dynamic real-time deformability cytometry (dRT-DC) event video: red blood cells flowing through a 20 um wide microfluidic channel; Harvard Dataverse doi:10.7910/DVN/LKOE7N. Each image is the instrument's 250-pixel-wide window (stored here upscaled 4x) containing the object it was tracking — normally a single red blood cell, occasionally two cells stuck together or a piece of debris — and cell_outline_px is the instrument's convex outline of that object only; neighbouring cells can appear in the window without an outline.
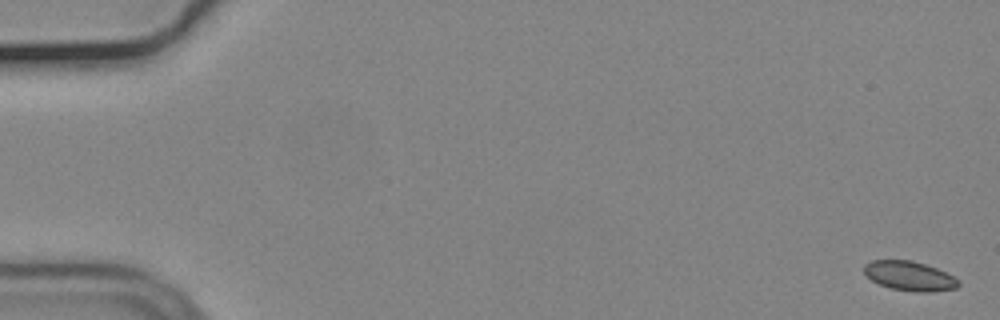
{"species": "common noctule bat (a hibernating species)", "species_latin": "Nyctalus noctula", "temperature_condition": "cold", "stored_images_in_passage": 56, "camera_frame_rate_fps": 3000, "um_per_image_px": 0.085, "animal": {"sex": "male", "body_mass_g": 19.2, "forearm_length_mm": 51.8}, "frame": {"image": 1, "passage_image": 1, "time_ms": 0.0, "image_size_px": [1000, 320], "cell_outline_px": [[960, 284], [956, 288], [932, 292], [916, 292], [892, 288], [880, 284], [872, 280], [864, 272], [864, 264], [872, 260], [912, 260], [936, 268], [960, 280]], "centroid_in_image_um": [77.32, 23.46], "position_along_channel_um": 7.7, "area_um2": 16.07}}
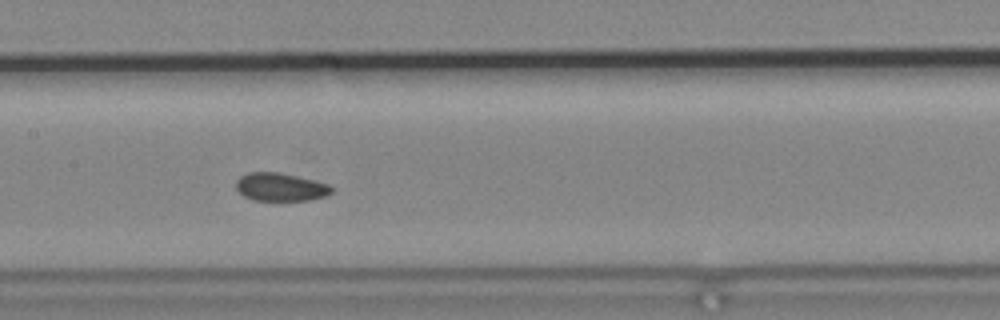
{"frame": {"image": 2, "passage_image": 28, "time_ms": 9.0, "image_size_px": [1000, 320], "cell_outline_px": [[332, 192], [328, 196], [308, 200], [252, 200], [244, 196], [236, 188], [236, 180], [240, 176], [248, 172], [276, 172], [296, 176], [328, 184], [332, 188]], "centroid_in_image_um": [23.82, 15.9], "position_along_channel_um": 183.6, "area_um2": 15.55}}
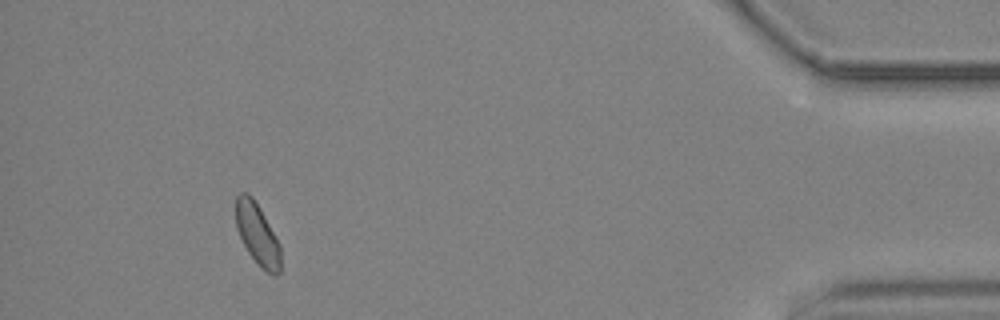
{"frame": {"image": 3, "passage_image": 52, "time_ms": 17.0, "image_size_px": [1000, 320], "cell_outline_px": [[280, 272], [276, 276], [268, 272], [248, 252], [236, 228], [236, 196], [240, 192], [248, 192], [252, 196], [260, 208], [276, 236], [280, 244]], "centroid_in_image_um": [21.87, 19.85], "position_along_channel_um": 413.3, "area_um2": 15.84}}